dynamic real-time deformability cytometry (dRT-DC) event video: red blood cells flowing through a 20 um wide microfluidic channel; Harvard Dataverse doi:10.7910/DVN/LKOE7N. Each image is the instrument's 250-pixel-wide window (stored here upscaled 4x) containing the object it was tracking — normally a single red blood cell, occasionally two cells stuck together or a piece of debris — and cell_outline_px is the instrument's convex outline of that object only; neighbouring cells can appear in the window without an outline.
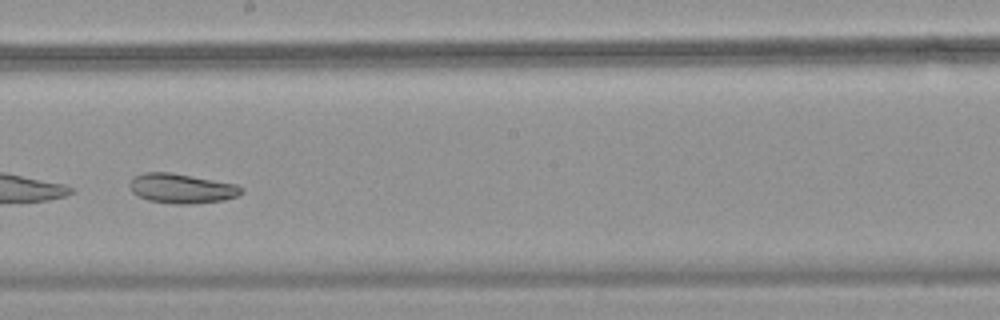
{"species": "common noctule bat (a hibernating species)", "species_latin": "Nyctalus noctula", "temperature_condition": "warm", "stored_images_in_passage": 53, "camera_frame_rate_fps": 3000, "um_per_image_px": 0.085, "animal": {"sex": "female", "body_mass_g": 18.4}, "frame": {"image": 1, "passage_image": 31, "time_ms": 10.0, "image_size_px": [1000, 320], "cell_outline_px": [[244, 192], [236, 196], [224, 200], [188, 204], [176, 204], [148, 200], [132, 192], [128, 184], [132, 176], [144, 172], [172, 172], [236, 184], [244, 188]], "centroid_in_image_um": [15.42, 16.0], "position_along_channel_um": 232.8, "area_um2": 19.42}}